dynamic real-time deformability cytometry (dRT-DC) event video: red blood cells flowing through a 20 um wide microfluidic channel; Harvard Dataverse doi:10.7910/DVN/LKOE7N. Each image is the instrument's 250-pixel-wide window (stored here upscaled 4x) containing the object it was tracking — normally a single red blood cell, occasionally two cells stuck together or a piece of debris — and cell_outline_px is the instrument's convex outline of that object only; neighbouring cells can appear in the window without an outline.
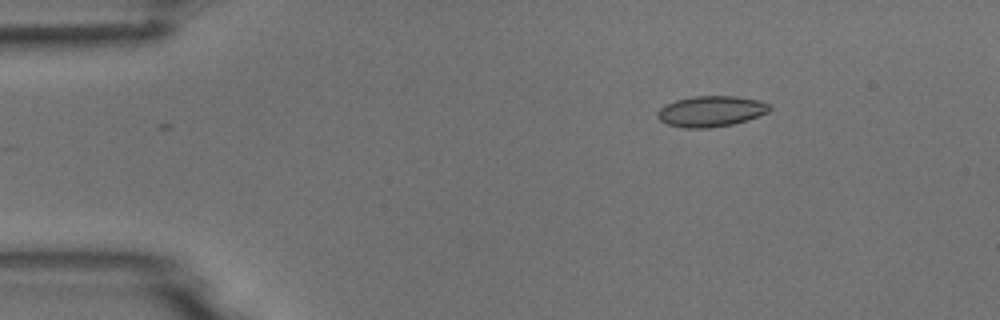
{"species": "common noctule bat (a hibernating species)", "species_latin": "Nyctalus noctula", "temperature_condition": "room temperature", "stored_images_in_passage": 39, "camera_frame_rate_fps": 3000, "um_per_image_px": 0.085, "animal": {"sex": "male", "body_mass_g": 18.8}, "frame": {"image": 1, "passage_image": 1, "time_ms": 0.0, "image_size_px": [1000, 320], "cell_outline_px": [[772, 108], [768, 112], [748, 120], [732, 124], [708, 128], [684, 128], [668, 124], [660, 120], [656, 116], [656, 112], [664, 104], [676, 100], [692, 96], [736, 96], [756, 100], [768, 104]], "centroid_in_image_um": [60.4, 9.46], "position_along_channel_um": 24.6, "area_um2": 20.11}}
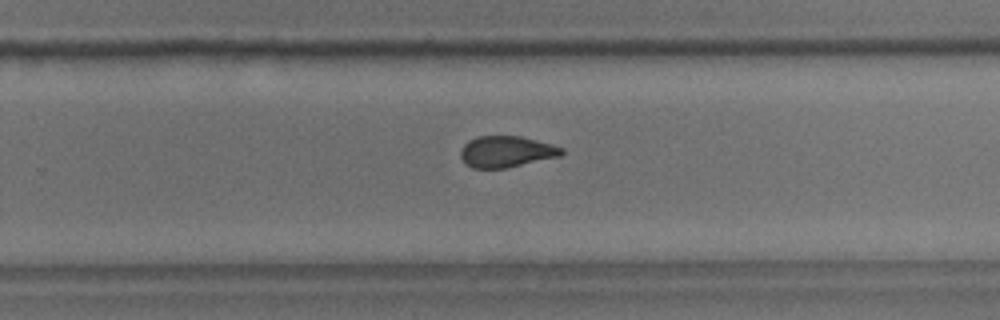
{"frame": {"image": 2, "passage_image": 27, "time_ms": 8.667, "image_size_px": [1000, 320], "cell_outline_px": [[564, 152], [560, 156], [508, 168], [472, 168], [464, 164], [460, 156], [460, 152], [464, 144], [468, 140], [480, 136], [520, 136], [552, 144], [564, 148]], "centroid_in_image_um": [43.03, 12.9], "position_along_channel_um": 286.8, "area_um2": 18.55}}
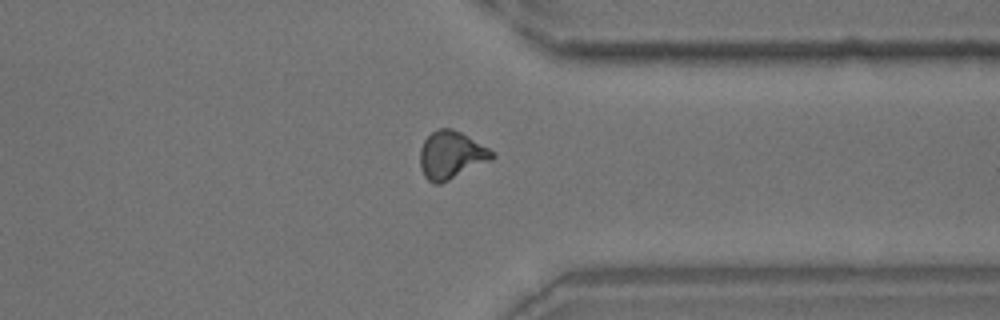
{"frame": {"image": 3, "passage_image": 34, "time_ms": 11.0, "image_size_px": [1000, 320], "cell_outline_px": [[496, 156], [492, 160], [440, 184], [432, 184], [424, 176], [420, 168], [420, 148], [424, 140], [432, 132], [440, 128], [452, 128], [468, 136], [496, 152]], "centroid_in_image_um": [38.36, 13.19], "position_along_channel_um": 373.0, "area_um2": 20.17}}